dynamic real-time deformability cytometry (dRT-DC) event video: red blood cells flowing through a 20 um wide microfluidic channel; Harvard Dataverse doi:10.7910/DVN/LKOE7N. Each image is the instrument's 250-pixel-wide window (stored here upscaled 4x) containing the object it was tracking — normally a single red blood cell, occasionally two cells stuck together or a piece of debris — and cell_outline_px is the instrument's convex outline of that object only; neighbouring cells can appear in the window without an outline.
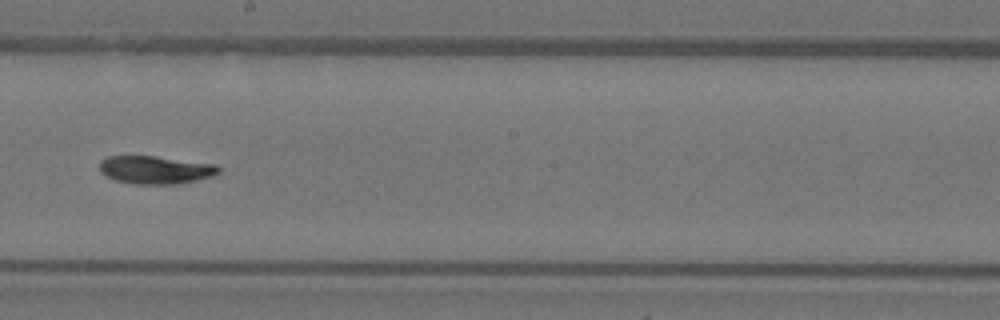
{"species": "Egyptian fruit bat (a non-hibernating species)", "species_latin": "Rousettus aegyptiacus", "temperature_condition": "warm", "stored_images_in_passage": 50, "camera_frame_rate_fps": 3000, "um_per_image_px": 0.085, "animal": {"sex": "female"}, "frame": {"image": 1, "passage_image": 29, "time_ms": 9.333, "image_size_px": [1000, 320], "cell_outline_px": [[220, 172], [212, 176], [196, 180], [176, 184], [136, 184], [116, 180], [100, 172], [100, 160], [108, 156], [156, 156], [216, 164], [220, 168]], "centroid_in_image_um": [13.23, 14.43], "position_along_channel_um": 235.0, "area_um2": 19.36}}
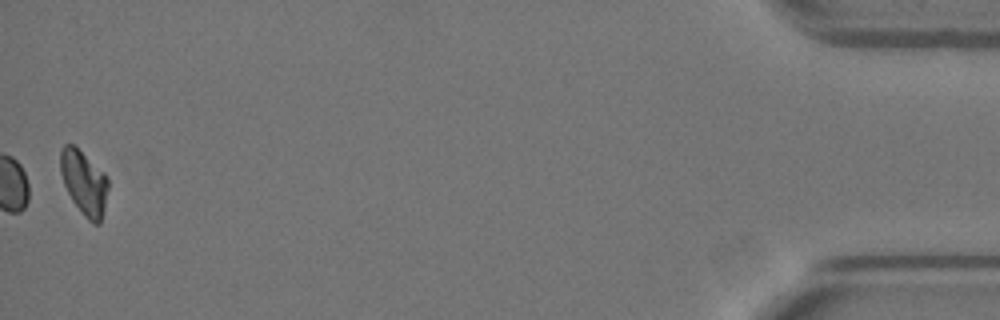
{"frame": {"image": 2, "passage_image": 50, "time_ms": 16.333, "image_size_px": [1000, 320], "cell_outline_px": [[108, 188], [104, 208], [100, 224], [92, 224], [84, 216], [72, 200], [64, 184], [60, 172], [60, 148], [64, 144], [72, 144], [104, 172], [108, 176]], "centroid_in_image_um": [7.14, 15.53], "position_along_channel_um": 428.1, "area_um2": 17.8}, "authors_computed_cell_mechanics": {"area_um2": 19.7098, "velocity_mm_per_s": 4.0139, "shape_relaxation_time_tau1_ms": 6.1677, "shape_relaxation_time_tau2_ms": 5.8136, "deformation_change_tau1": 0.1981, "deformation_change_tau2": 0.0825}}